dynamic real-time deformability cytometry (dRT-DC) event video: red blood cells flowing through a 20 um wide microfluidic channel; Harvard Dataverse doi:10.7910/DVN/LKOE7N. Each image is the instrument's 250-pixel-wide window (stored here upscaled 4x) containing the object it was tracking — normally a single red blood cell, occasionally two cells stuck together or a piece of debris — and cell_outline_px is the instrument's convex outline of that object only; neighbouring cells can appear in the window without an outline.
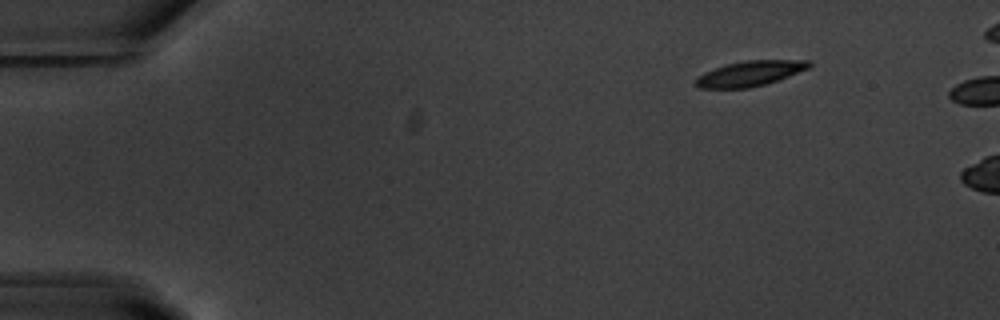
{"species": "common noctule bat (a hibernating species)", "species_latin": "Nyctalus noctula", "temperature_condition": "warm", "stored_images_in_passage": 5, "camera_frame_rate_fps": 3000, "um_per_image_px": 0.085, "animal": {"sex": "male", "body_mass_g": 20.1, "forearm_length_mm": 53.5}, "frame": {"image": 1, "passage_image": 1, "time_ms": 0.0, "image_size_px": [1000, 320], "cell_outline_px": [[812, 68], [764, 84], [748, 88], [700, 88], [696, 84], [696, 80], [704, 72], [724, 64], [744, 60], [812, 60]], "centroid_in_image_um": [63.8, 6.22], "position_along_channel_um": 21.2, "area_um2": 16.65}}